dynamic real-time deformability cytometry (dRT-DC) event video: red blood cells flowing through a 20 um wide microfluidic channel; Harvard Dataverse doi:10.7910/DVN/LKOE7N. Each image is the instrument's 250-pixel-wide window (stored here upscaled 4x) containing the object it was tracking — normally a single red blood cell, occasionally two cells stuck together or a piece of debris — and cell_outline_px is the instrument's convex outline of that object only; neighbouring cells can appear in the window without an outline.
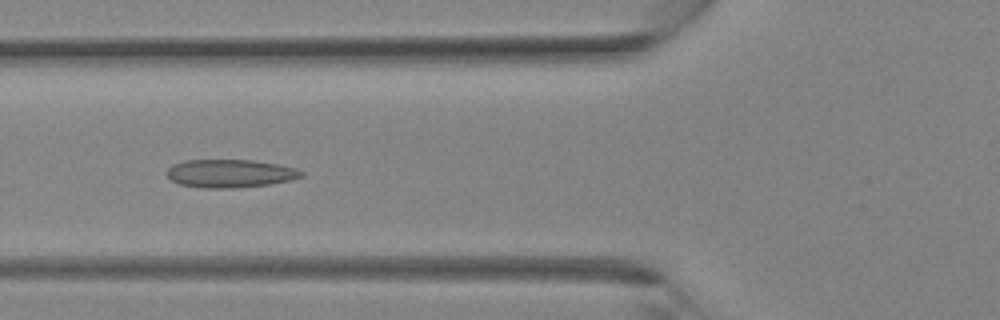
{"species": "Egyptian fruit bat (a non-hibernating species)", "species_latin": "Rousettus aegyptiacus", "temperature_condition": "room temperature", "stored_images_in_passage": 35, "camera_frame_rate_fps": 3000, "um_per_image_px": 0.085, "animal": {"sex": "female"}, "frame": {"image": 1, "passage_image": 13, "time_ms": 4.0, "image_size_px": [1000, 320], "cell_outline_px": [[304, 176], [292, 180], [268, 184], [232, 188], [200, 188], [180, 184], [172, 180], [168, 176], [168, 168], [172, 164], [184, 160], [252, 160], [276, 164], [296, 168], [304, 172]], "centroid_in_image_um": [19.57, 14.74], "position_along_channel_um": 106.2, "area_um2": 22.02}}
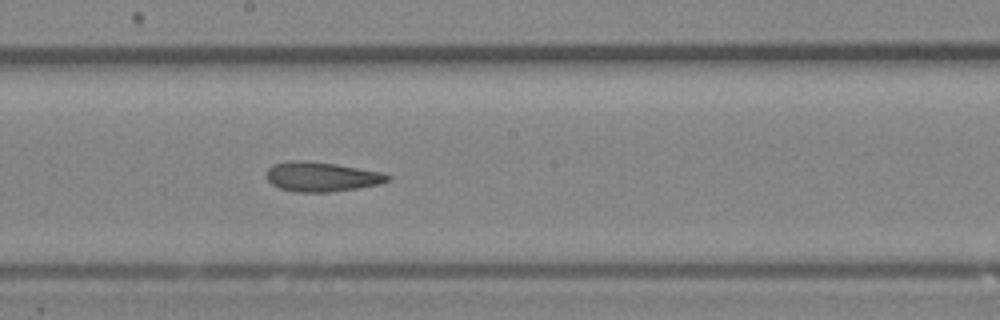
{"frame": {"image": 2, "passage_image": 19, "time_ms": 6.0, "image_size_px": [1000, 320], "cell_outline_px": [[392, 176], [388, 180], [380, 184], [356, 188], [328, 192], [292, 192], [280, 188], [272, 184], [264, 176], [268, 168], [272, 164], [288, 160], [304, 160], [336, 164], [384, 172]], "centroid_in_image_um": [27.3, 15.01], "position_along_channel_um": 220.9, "area_um2": 21.15}}
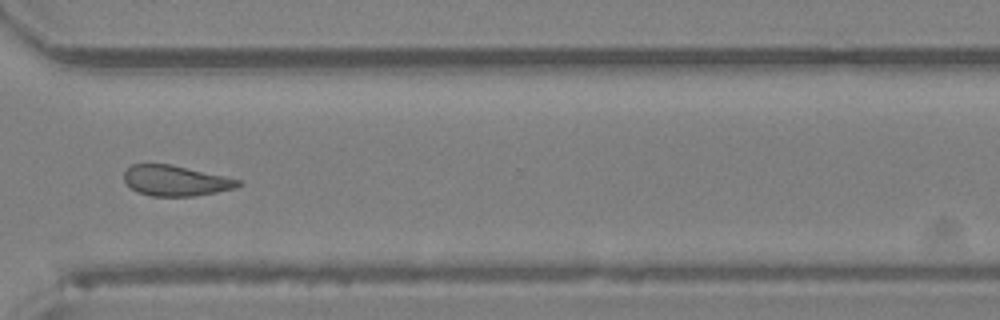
{"frame": {"image": 3, "passage_image": 26, "time_ms": 8.333, "image_size_px": [1000, 320], "cell_outline_px": [[244, 184], [236, 188], [216, 192], [192, 196], [152, 196], [136, 192], [124, 180], [124, 172], [132, 164], [172, 164], [224, 176], [240, 180]], "centroid_in_image_um": [14.94, 15.36], "position_along_channel_um": 355.7, "area_um2": 20.23}}